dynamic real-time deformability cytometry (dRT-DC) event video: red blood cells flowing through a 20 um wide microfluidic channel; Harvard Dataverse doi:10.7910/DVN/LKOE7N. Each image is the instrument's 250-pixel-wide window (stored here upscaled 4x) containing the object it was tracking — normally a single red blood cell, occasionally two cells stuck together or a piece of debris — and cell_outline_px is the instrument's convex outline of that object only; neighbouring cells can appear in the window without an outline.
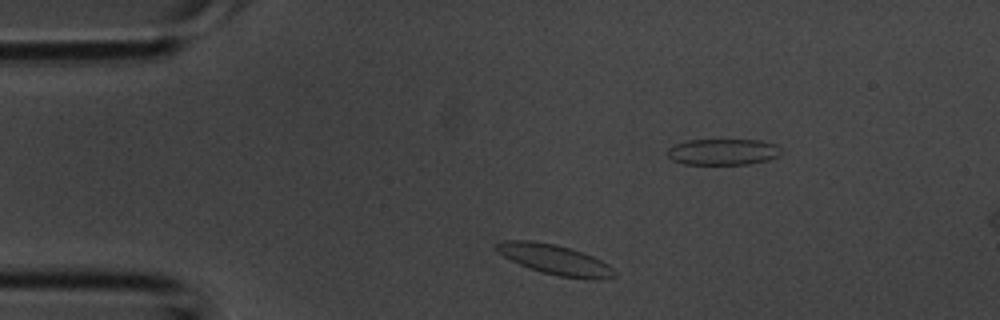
{"species": "common noctule bat (a hibernating species)", "species_latin": "Nyctalus noctula", "temperature_condition": "room temperature", "stored_images_in_passage": 4, "camera_frame_rate_fps": 3000, "um_per_image_px": 0.085, "animal": {"sex": "male", "body_mass_g": 20.1, "forearm_length_mm": 53.5}, "frame": {"image": 1, "passage_image": 2, "time_ms": 0.333, "image_size_px": [1000, 320], "cell_outline_px": [[616, 276], [600, 280], [588, 280], [556, 276], [520, 264], [504, 256], [496, 248], [496, 244], [504, 240], [532, 240], [556, 244], [592, 256], [608, 264], [616, 272]], "centroid_in_image_um": [47.23, 22.08], "position_along_channel_um": 37.8, "area_um2": 20.46}}